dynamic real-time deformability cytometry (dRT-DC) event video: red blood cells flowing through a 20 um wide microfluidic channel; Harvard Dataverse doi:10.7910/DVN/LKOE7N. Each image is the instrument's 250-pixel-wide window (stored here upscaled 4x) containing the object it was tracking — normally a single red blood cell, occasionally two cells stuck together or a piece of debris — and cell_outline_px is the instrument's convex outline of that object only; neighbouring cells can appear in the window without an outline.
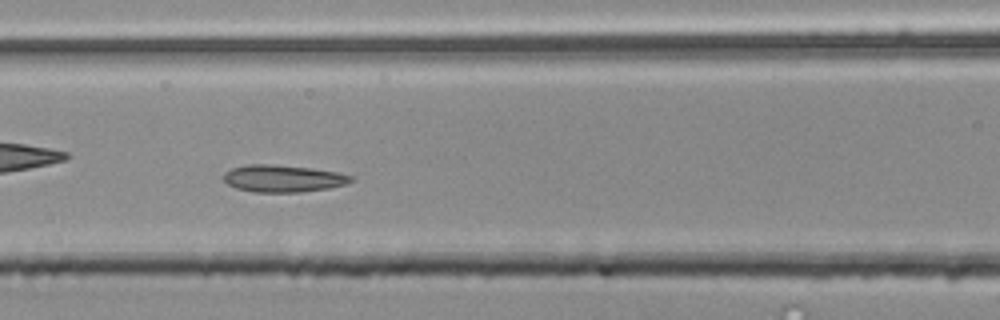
{"species": "common noctule bat (a hibernating species)", "species_latin": "Nyctalus noctula", "temperature_condition": "room temperature", "stored_images_in_passage": 33, "camera_frame_rate_fps": 3000, "um_per_image_px": 0.085, "animal": {"sex": "male", "body_mass_g": 20.4}, "frame": {"image": 1, "passage_image": 10, "time_ms": 3.0, "image_size_px": [1000, 320], "cell_outline_px": [[352, 180], [348, 184], [328, 188], [300, 192], [256, 192], [236, 188], [228, 184], [224, 180], [224, 172], [232, 168], [248, 164], [272, 164], [312, 168], [336, 172], [352, 176]], "centroid_in_image_um": [24.05, 15.17], "position_along_channel_um": 142.6, "area_um2": 20.06}}
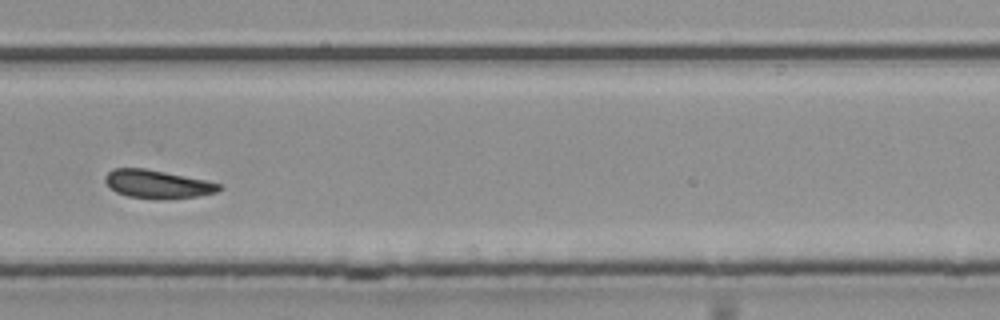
{"frame": {"image": 2, "passage_image": 24, "time_ms": 7.667, "image_size_px": [1000, 320], "cell_outline_px": [[224, 188], [216, 192], [196, 196], [168, 200], [160, 200], [128, 196], [116, 192], [104, 180], [104, 176], [112, 168], [144, 168], [208, 180], [220, 184]], "centroid_in_image_um": [13.4, 15.66], "position_along_channel_um": 316.4, "area_um2": 18.96}, "authors_computed_cell_mechanics": {"area_um2": 19.2474, "velocity_mm_per_s": 3.7375, "shape_relaxation_time_tau1_ms": null, "shape_relaxation_time_tau2_ms": 4.825, "deformation_change_tau1": null, "deformation_change_tau2": 0.0979}}